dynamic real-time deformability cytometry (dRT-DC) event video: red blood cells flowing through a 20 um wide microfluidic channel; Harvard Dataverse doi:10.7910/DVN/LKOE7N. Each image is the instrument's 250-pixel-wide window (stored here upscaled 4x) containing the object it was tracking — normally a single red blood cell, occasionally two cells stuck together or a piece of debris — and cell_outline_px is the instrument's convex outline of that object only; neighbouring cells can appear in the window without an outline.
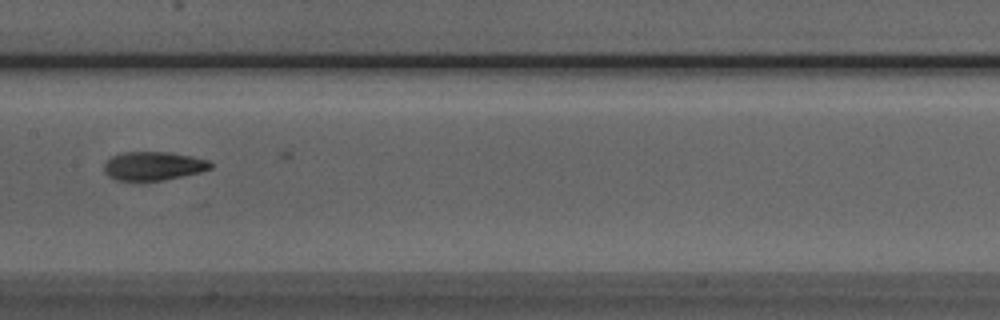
{"species": "Egyptian fruit bat (a non-hibernating species)", "species_latin": "Rousettus aegyptiacus", "temperature_condition": "room temperature", "stored_images_in_passage": 7, "camera_frame_rate_fps": 3000, "um_per_image_px": 0.085, "animal": {"sex": "male"}, "frame": {"image": 1, "passage_image": 7, "time_ms": 7.667, "image_size_px": [1000, 320], "cell_outline_px": [[212, 168], [200, 172], [164, 180], [116, 180], [108, 176], [104, 172], [104, 164], [112, 156], [120, 152], [168, 152], [192, 156], [208, 160], [212, 164]], "centroid_in_image_um": [13.03, 14.1], "position_along_channel_um": 194.4, "area_um2": 17.74}}